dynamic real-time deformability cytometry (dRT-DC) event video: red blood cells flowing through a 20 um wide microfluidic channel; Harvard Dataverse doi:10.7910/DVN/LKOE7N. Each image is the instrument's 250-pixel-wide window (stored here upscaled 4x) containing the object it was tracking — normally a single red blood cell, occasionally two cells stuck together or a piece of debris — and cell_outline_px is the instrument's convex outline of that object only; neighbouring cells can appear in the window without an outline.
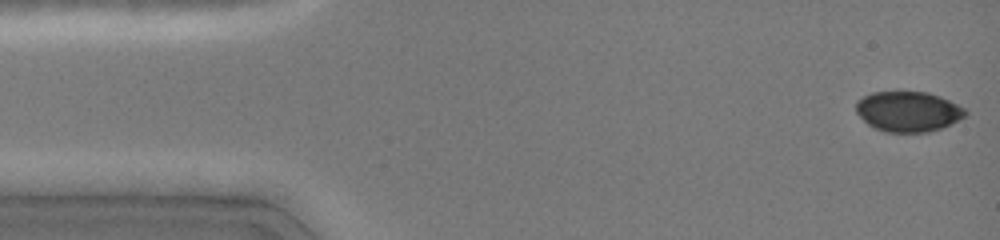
{"species": "common noctule bat (a hibernating species)", "species_latin": "Nyctalus noctula", "temperature_condition": "cold", "stored_images_in_passage": 9, "camera_frame_rate_fps": 3000, "um_per_image_px": 0.085, "animal": {"sex": "female", "body_mass_g": 19.0, "forearm_length_mm": 51.5}, "frame": {"image": 1, "passage_image": 1, "time_ms": 0.0, "image_size_px": [1000, 240], "cell_outline_px": [[968, 116], [952, 124], [932, 132], [884, 132], [868, 124], [856, 112], [856, 100], [872, 92], [928, 92], [940, 96], [964, 108], [968, 112]], "centroid_in_image_um": [77.22, 9.49], "position_along_channel_um": 7.8, "area_um2": 25.84}}
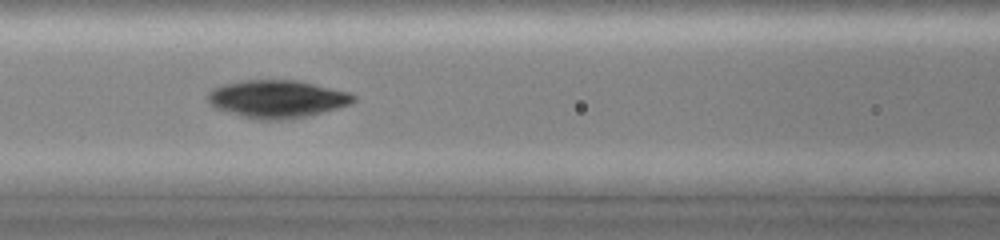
{"frame": {"image": 2, "passage_image": 8, "time_ms": 6.0, "image_size_px": [1000, 240], "cell_outline_px": [[356, 100], [352, 104], [308, 116], [288, 120], [256, 120], [240, 116], [216, 108], [208, 100], [208, 92], [212, 88], [224, 84], [244, 80], [296, 80], [348, 92], [356, 96]], "centroid_in_image_um": [23.56, 8.42], "position_along_channel_um": 143.0, "area_um2": 32.08}}